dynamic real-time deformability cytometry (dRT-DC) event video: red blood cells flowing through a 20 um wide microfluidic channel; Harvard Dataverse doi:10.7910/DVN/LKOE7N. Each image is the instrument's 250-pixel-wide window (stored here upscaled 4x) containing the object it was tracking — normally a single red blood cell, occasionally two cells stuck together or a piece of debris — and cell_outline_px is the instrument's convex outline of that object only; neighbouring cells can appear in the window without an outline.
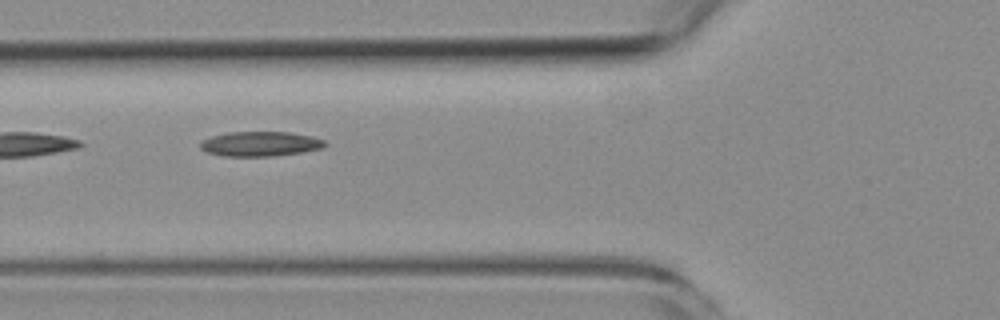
{"species": "common noctule bat (a hibernating species)", "species_latin": "Nyctalus noctula", "temperature_condition": "room temperature", "stored_images_in_passage": 10, "camera_frame_rate_fps": 3000, "um_per_image_px": 0.085, "animal": {"sex": "female", "body_mass_g": 19.3, "forearm_length_mm": 54.1}, "frame": {"image": 1, "passage_image": 6, "time_ms": 5.667, "image_size_px": [1000, 320], "cell_outline_px": [[328, 144], [324, 148], [300, 152], [272, 156], [224, 156], [208, 152], [200, 148], [200, 144], [204, 140], [212, 136], [228, 132], [288, 132], [312, 136], [324, 140]], "centroid_in_image_um": [22.16, 12.22], "position_along_channel_um": 103.6, "area_um2": 17.86}}
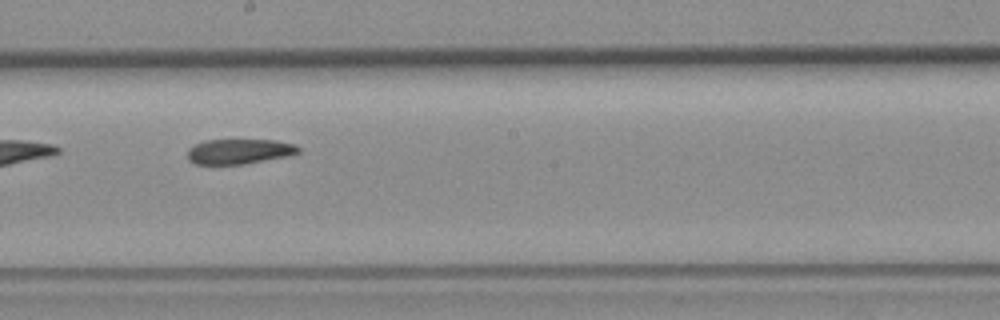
{"frame": {"image": 2, "passage_image": 9, "time_ms": 9.0, "image_size_px": [1000, 320], "cell_outline_px": [[300, 152], [288, 156], [244, 164], [196, 164], [188, 160], [188, 148], [204, 140], [276, 140], [296, 144], [300, 148]], "centroid_in_image_um": [20.35, 12.87], "position_along_channel_um": 227.8, "area_um2": 16.24}}
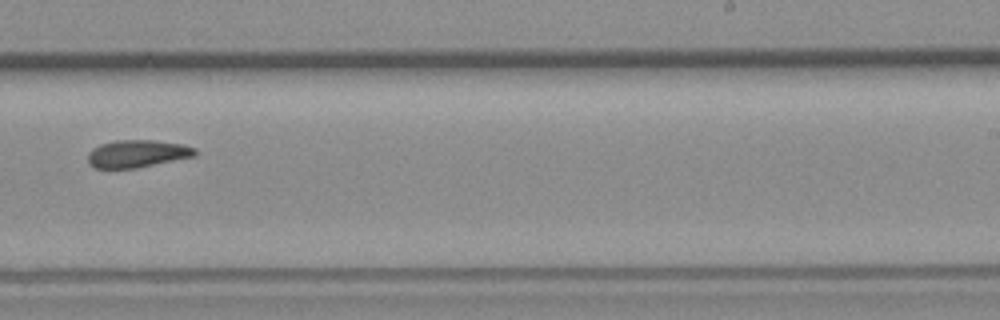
{"frame": {"image": 3, "passage_image": 10, "time_ms": 10.333, "image_size_px": [1000, 320], "cell_outline_px": [[196, 156], [136, 168], [96, 168], [88, 164], [88, 152], [92, 148], [100, 144], [116, 140], [152, 140], [180, 144], [196, 148]], "centroid_in_image_um": [11.64, 13.06], "position_along_channel_um": 277.4, "area_um2": 17.17}}